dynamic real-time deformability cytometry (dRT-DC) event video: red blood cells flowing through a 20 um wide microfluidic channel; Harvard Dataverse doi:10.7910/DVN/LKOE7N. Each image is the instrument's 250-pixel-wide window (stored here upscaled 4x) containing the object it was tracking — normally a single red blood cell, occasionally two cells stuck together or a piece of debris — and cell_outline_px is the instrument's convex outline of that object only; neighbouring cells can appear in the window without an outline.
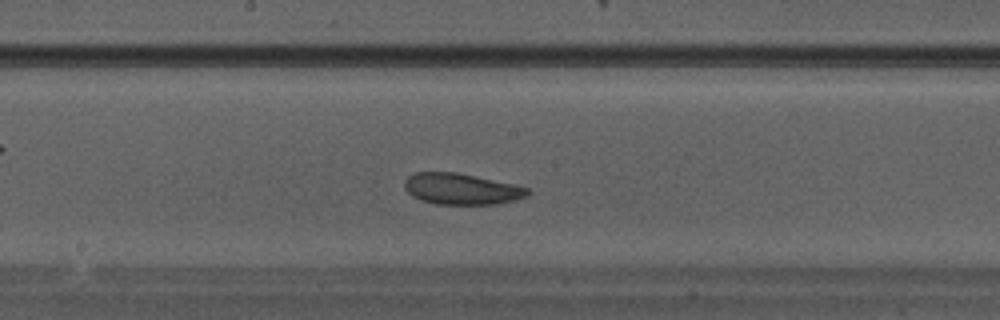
{"species": "Egyptian fruit bat (a non-hibernating species)", "species_latin": "Rousettus aegyptiacus", "temperature_condition": "warm", "stored_images_in_passage": 24, "camera_frame_rate_fps": 3000, "um_per_image_px": 0.085, "animal": {"sex": "male"}, "frame": {"image": 1, "passage_image": 8, "time_ms": 2.333, "image_size_px": [1000, 320], "cell_outline_px": [[528, 192], [524, 196], [512, 200], [496, 204], [436, 204], [420, 200], [412, 196], [404, 188], [404, 180], [408, 176], [416, 172], [456, 172], [512, 184], [528, 188]], "centroid_in_image_um": [39.13, 16.06], "position_along_channel_um": 209.1, "area_um2": 22.02}}